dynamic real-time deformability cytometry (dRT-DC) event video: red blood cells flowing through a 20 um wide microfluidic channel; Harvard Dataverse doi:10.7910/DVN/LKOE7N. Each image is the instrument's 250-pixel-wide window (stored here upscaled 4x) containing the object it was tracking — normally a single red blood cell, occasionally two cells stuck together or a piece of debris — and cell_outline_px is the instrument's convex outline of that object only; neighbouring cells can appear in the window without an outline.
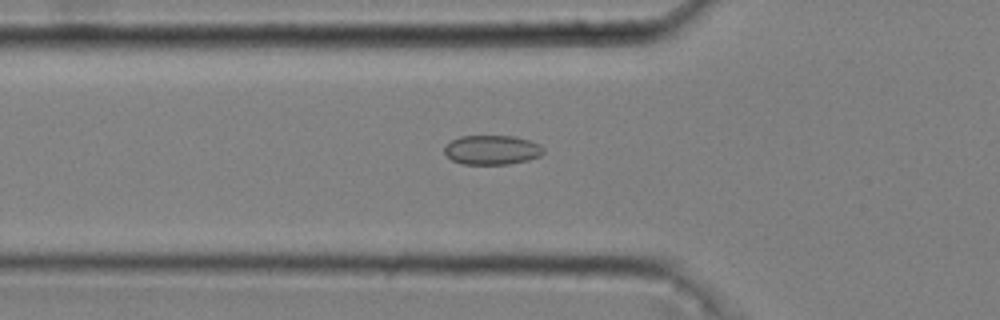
{"species": "common noctule bat (a hibernating species)", "species_latin": "Nyctalus noctula", "temperature_condition": "cold", "stored_images_in_passage": 50, "camera_frame_rate_fps": 3000, "um_per_image_px": 0.085, "animal": {"sex": "male", "body_mass_g": 20.4}, "frame": {"image": 1, "passage_image": 18, "time_ms": 5.667, "image_size_px": [1000, 320], "cell_outline_px": [[544, 152], [540, 156], [528, 160], [508, 164], [464, 164], [452, 160], [444, 152], [444, 148], [452, 140], [460, 136], [516, 136], [540, 144], [544, 148]], "centroid_in_image_um": [41.84, 12.74], "position_along_channel_um": 84.0, "area_um2": 16.94}}
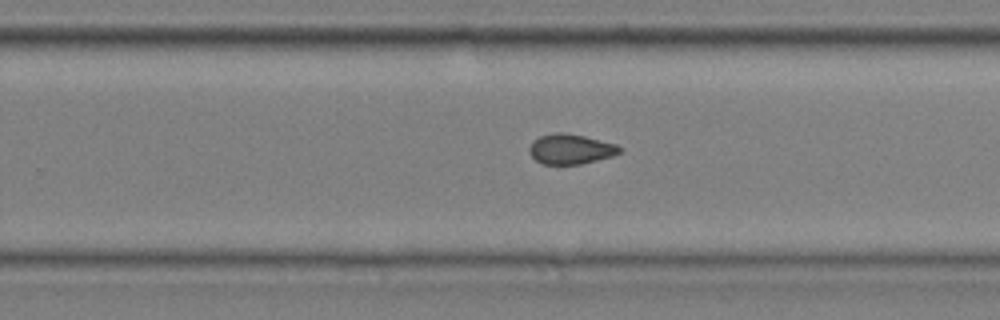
{"frame": {"image": 2, "passage_image": 34, "time_ms": 11.0, "image_size_px": [1000, 320], "cell_outline_px": [[624, 148], [620, 152], [612, 156], [580, 164], [544, 164], [536, 160], [528, 152], [528, 148], [532, 140], [540, 136], [556, 132], [564, 132], [584, 136], [616, 144]], "centroid_in_image_um": [48.48, 12.66], "position_along_channel_um": 281.3, "area_um2": 15.84}}
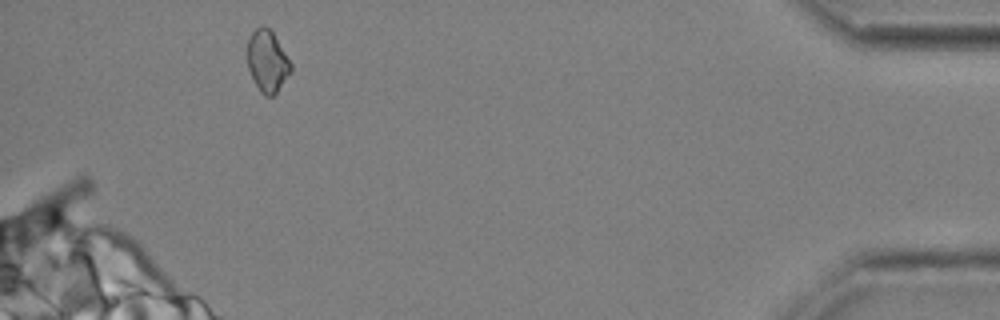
{"frame": {"image": 3, "passage_image": 49, "time_ms": 16.0, "image_size_px": [1000, 320], "cell_outline_px": [[292, 72], [276, 92], [272, 96], [264, 96], [260, 92], [248, 68], [248, 36], [256, 28], [264, 24], [272, 32], [292, 64]], "centroid_in_image_um": [22.73, 5.2], "position_along_channel_um": 412.5, "area_um2": 15.49}, "authors_computed_cell_mechanics": {"area_um2": 16.0106, "velocity_mm_per_s": 3.6948, "shape_relaxation_time_tau1_ms": null, "shape_relaxation_time_tau2_ms": 1.3653, "deformation_change_tau1": null, "deformation_change_tau2": 0.068}}